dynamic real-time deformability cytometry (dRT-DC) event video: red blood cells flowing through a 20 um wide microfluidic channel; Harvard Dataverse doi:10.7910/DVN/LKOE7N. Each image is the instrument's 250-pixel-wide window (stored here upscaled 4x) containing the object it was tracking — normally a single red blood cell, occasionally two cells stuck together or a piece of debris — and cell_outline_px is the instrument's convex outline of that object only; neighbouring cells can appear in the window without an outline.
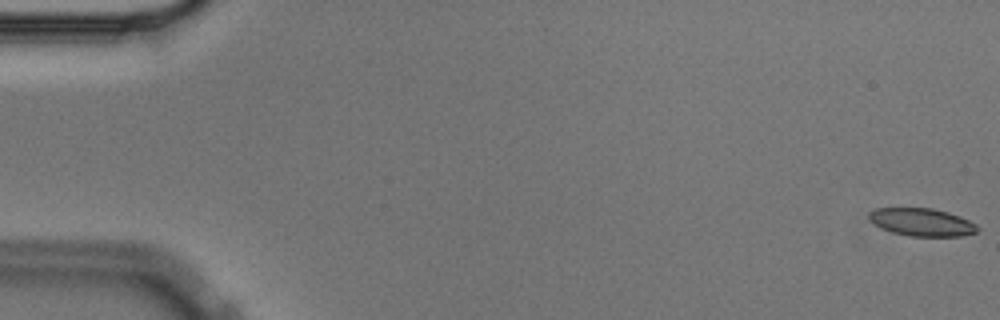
{"species": "Egyptian fruit bat (a non-hibernating species)", "species_latin": "Rousettus aegyptiacus", "temperature_condition": "cold", "stored_images_in_passage": 57, "camera_frame_rate_fps": 3000, "um_per_image_px": 0.085, "animal": {"sex": "male"}, "frame": {"image": 1, "passage_image": 1, "time_ms": 0.0, "image_size_px": [1000, 320], "cell_outline_px": [[980, 228], [976, 232], [960, 236], [908, 236], [892, 232], [880, 228], [868, 216], [868, 212], [876, 208], [932, 208], [948, 212], [960, 216], [976, 224]], "centroid_in_image_um": [78.36, 18.88], "position_along_channel_um": 6.6, "area_um2": 17.51}}
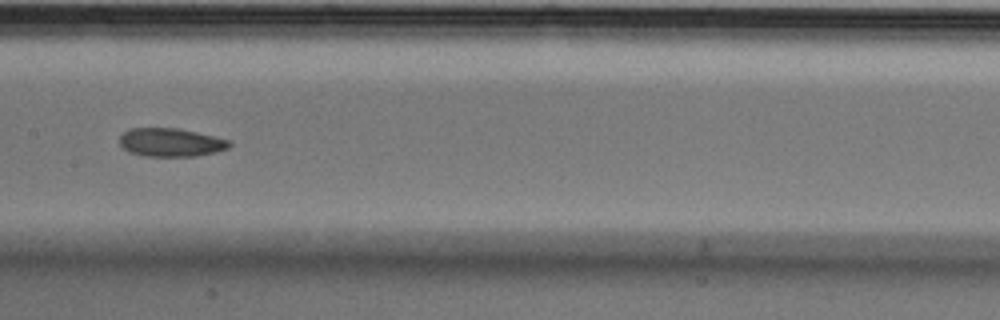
{"frame": {"image": 2, "passage_image": 29, "time_ms": 9.333, "image_size_px": [1000, 320], "cell_outline_px": [[232, 144], [228, 148], [216, 152], [196, 156], [144, 156], [128, 152], [120, 144], [120, 136], [128, 128], [176, 128], [196, 132], [232, 140]], "centroid_in_image_um": [14.53, 12.1], "position_along_channel_um": 192.9, "area_um2": 18.26}}
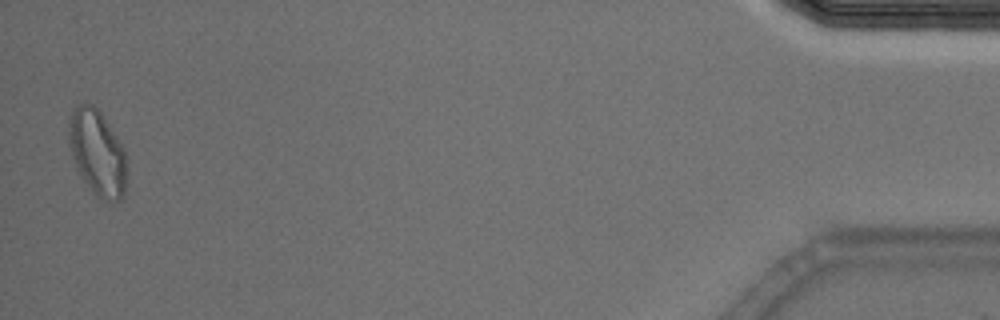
{"frame": {"image": 3, "passage_image": 56, "time_ms": 18.333, "image_size_px": [1000, 320], "cell_outline_px": [[124, 196], [120, 200], [112, 204], [96, 196], [92, 192], [84, 180], [72, 156], [68, 136], [68, 120], [72, 108], [76, 104], [92, 104], [100, 112], [124, 148]], "centroid_in_image_um": [8.24, 12.97], "position_along_channel_um": 427.0, "area_um2": 28.5}, "authors_computed_cell_mechanics": {"area_um2": 18.8428, "velocity_mm_per_s": 3.5639, "shape_relaxation_time_tau1_ms": 5.7847, "shape_relaxation_time_tau2_ms": 4.0233, "deformation_change_tau1": 0.1307, "deformation_change_tau2": 0.1031}}